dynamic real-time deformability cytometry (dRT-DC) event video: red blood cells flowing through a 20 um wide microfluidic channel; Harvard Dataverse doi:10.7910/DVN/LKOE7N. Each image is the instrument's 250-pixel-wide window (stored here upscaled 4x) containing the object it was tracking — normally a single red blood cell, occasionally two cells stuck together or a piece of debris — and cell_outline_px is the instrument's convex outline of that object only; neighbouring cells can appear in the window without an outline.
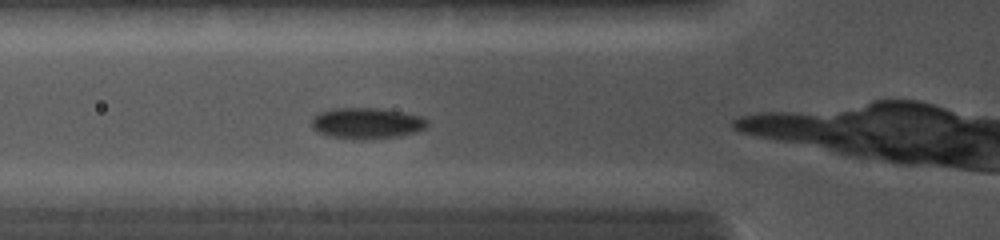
{"species": "common noctule bat (a hibernating species)", "species_latin": "Nyctalus noctula", "temperature_condition": "cold", "stored_images_in_passage": 11, "camera_frame_rate_fps": 5000, "um_per_image_px": 0.085, "animal": {"sex": "female", "body_mass_g": 19.0, "forearm_length_mm": 56.7}, "frame": {"image": 1, "passage_image": 4, "time_ms": 0.8, "image_size_px": [1000, 240], "cell_outline_px": [[428, 124], [424, 128], [416, 132], [400, 136], [360, 140], [328, 136], [312, 128], [312, 116], [316, 112], [328, 108], [384, 108], [404, 112], [420, 116], [428, 120]], "centroid_in_image_um": [31.14, 10.46], "position_along_channel_um": 94.7, "area_um2": 21.27}}